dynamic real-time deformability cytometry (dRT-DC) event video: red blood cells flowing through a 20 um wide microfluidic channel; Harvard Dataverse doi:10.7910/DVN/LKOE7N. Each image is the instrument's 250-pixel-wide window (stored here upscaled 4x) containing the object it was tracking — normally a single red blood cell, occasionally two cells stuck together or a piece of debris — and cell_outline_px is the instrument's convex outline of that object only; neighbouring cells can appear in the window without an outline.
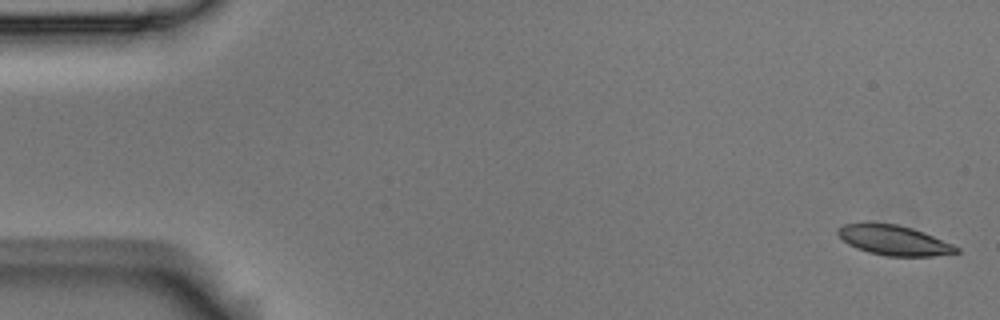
{"species": "Egyptian fruit bat (a non-hibernating species)", "species_latin": "Rousettus aegyptiacus", "temperature_condition": "room temperature", "stored_images_in_passage": 5, "camera_frame_rate_fps": 3000, "um_per_image_px": 0.085, "animal": {"sex": "male"}, "frame": {"image": 1, "passage_image": 1, "time_ms": 0.0, "image_size_px": [1000, 320], "cell_outline_px": [[960, 252], [932, 256], [884, 256], [868, 252], [856, 248], [848, 244], [836, 232], [836, 228], [844, 224], [864, 220], [868, 220], [896, 224], [912, 228], [924, 232], [952, 244], [960, 248]], "centroid_in_image_um": [75.91, 20.38], "position_along_channel_um": 9.1, "area_um2": 21.21}}
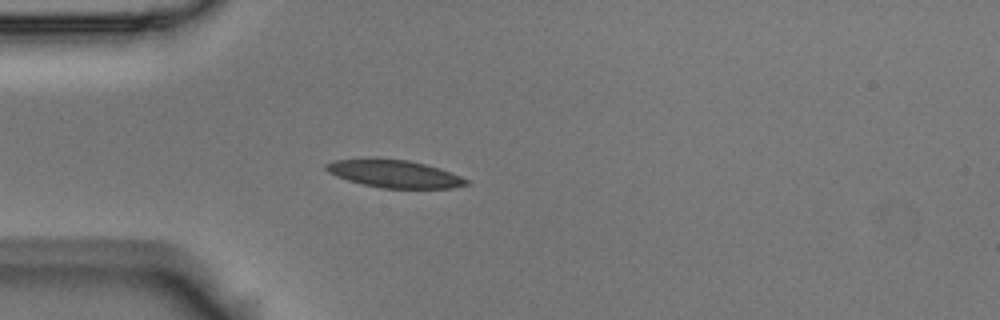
{"frame": {"image": 2, "passage_image": 5, "time_ms": 1.333, "image_size_px": [1000, 320], "cell_outline_px": [[468, 184], [452, 188], [380, 188], [348, 180], [336, 176], [328, 172], [324, 168], [324, 164], [332, 160], [408, 160], [440, 168], [460, 176], [468, 180]], "centroid_in_image_um": [33.53, 14.79], "position_along_channel_um": 51.5, "area_um2": 21.96}}